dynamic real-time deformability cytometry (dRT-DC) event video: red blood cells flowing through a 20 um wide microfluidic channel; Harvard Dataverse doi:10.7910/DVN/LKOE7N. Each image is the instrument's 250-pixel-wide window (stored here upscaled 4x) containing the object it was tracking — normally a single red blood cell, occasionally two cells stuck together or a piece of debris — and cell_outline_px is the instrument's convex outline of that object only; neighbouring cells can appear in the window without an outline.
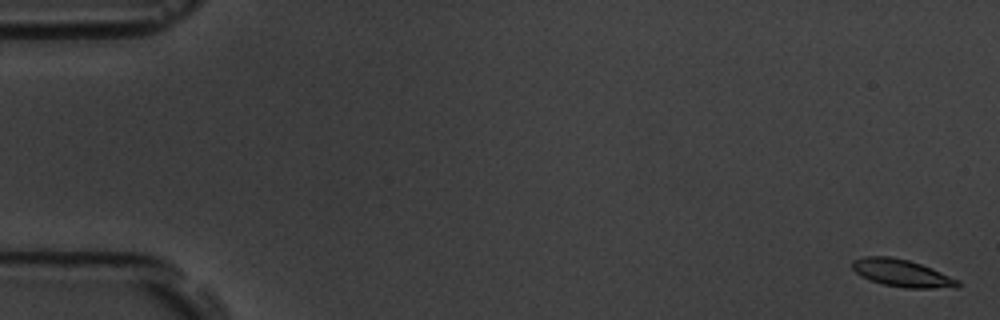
{"species": "common noctule bat (a hibernating species)", "species_latin": "Nyctalus noctula", "temperature_condition": "room temperature", "stored_images_in_passage": 6, "camera_frame_rate_fps": 3000, "um_per_image_px": 0.085, "animal": {"sex": "male", "body_mass_g": 19.5, "forearm_length_mm": 54.6}, "frame": {"image": 1, "passage_image": 1, "time_ms": 0.0, "image_size_px": [1000, 320], "cell_outline_px": [[960, 284], [956, 288], [904, 288], [884, 284], [860, 276], [852, 268], [852, 260], [864, 256], [892, 256], [908, 260], [932, 268], [960, 280]], "centroid_in_image_um": [76.68, 23.21], "position_along_channel_um": 8.3, "area_um2": 16.88}}
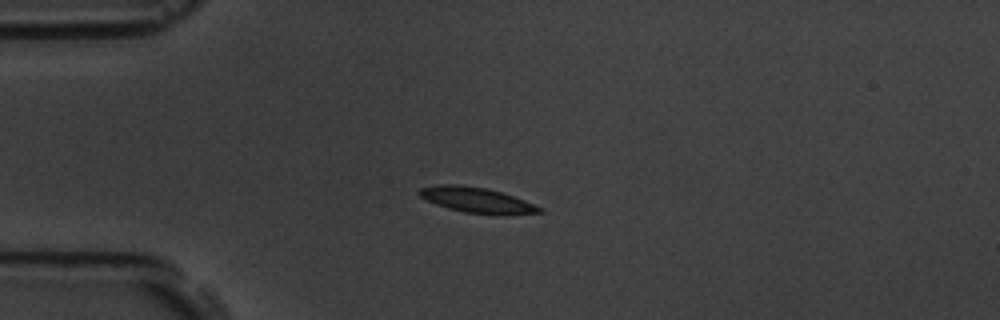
{"frame": {"image": 2, "passage_image": 5, "time_ms": 4.667, "image_size_px": [1000, 320], "cell_outline_px": [[544, 212], [464, 212], [448, 208], [436, 204], [420, 196], [416, 192], [420, 188], [436, 184], [460, 184], [488, 188], [524, 200], [544, 208]], "centroid_in_image_um": [40.4, 16.94], "position_along_channel_um": 44.6, "area_um2": 16.94}}